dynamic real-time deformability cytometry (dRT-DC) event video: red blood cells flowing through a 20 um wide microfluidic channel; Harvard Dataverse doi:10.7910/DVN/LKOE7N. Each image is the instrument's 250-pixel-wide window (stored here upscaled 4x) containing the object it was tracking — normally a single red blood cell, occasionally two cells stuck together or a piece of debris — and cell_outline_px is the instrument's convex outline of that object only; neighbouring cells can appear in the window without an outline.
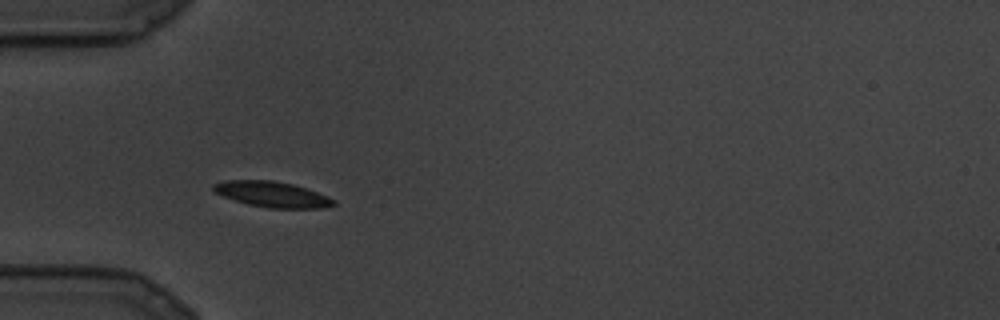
{"species": "common noctule bat (a hibernating species)", "species_latin": "Nyctalus noctula", "temperature_condition": "cold", "stored_images_in_passage": 11, "camera_frame_rate_fps": 3000, "um_per_image_px": 0.085, "animal": {"sex": "male", "body_mass_g": 19.5, "forearm_length_mm": 54.6}, "frame": {"image": 1, "passage_image": 4, "time_ms": 1.0, "image_size_px": [1000, 320], "cell_outline_px": [[336, 204], [320, 208], [268, 208], [248, 204], [224, 196], [216, 192], [212, 188], [212, 184], [224, 180], [272, 180], [292, 184], [328, 196], [336, 200]], "centroid_in_image_um": [23.13, 16.51], "position_along_channel_um": 61.9, "area_um2": 17.74}}
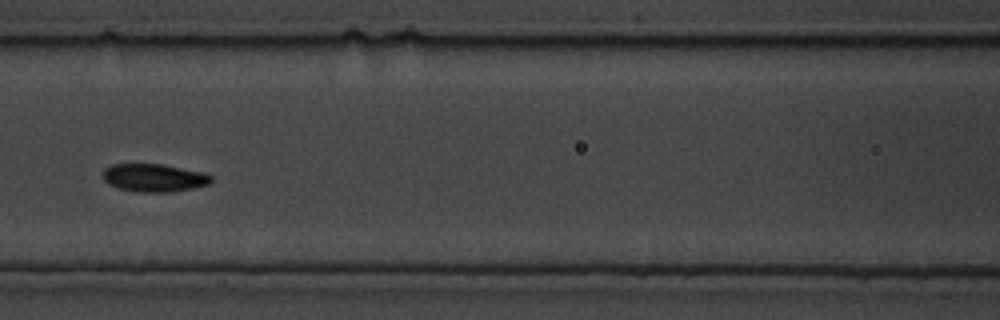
{"frame": {"image": 2, "passage_image": 8, "time_ms": 2.333, "image_size_px": [1000, 320], "cell_outline_px": [[212, 180], [208, 184], [192, 188], [168, 192], [140, 192], [120, 188], [108, 184], [104, 180], [104, 168], [112, 164], [164, 164], [204, 172], [212, 176]], "centroid_in_image_um": [13.1, 15.1], "position_along_channel_um": 153.5, "area_um2": 17.57}}
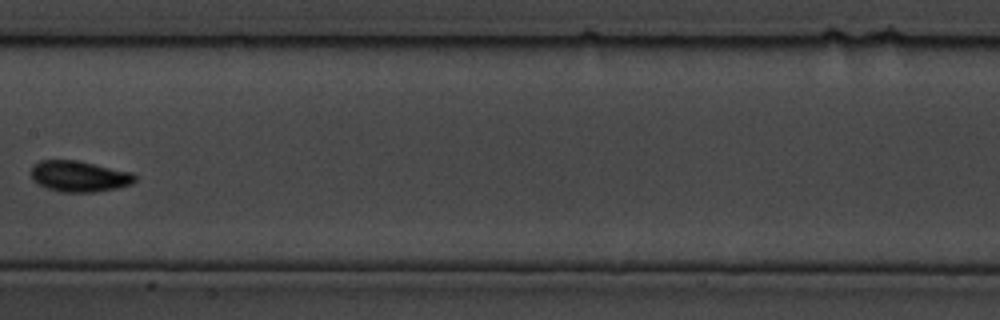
{"frame": {"image": 3, "passage_image": 10, "time_ms": 3.0, "image_size_px": [1000, 320], "cell_outline_px": [[136, 180], [132, 184], [116, 188], [96, 192], [64, 192], [48, 188], [32, 180], [32, 164], [40, 160], [76, 160], [132, 172], [136, 176]], "centroid_in_image_um": [6.74, 14.98], "position_along_channel_um": 200.7, "area_um2": 18.67}}